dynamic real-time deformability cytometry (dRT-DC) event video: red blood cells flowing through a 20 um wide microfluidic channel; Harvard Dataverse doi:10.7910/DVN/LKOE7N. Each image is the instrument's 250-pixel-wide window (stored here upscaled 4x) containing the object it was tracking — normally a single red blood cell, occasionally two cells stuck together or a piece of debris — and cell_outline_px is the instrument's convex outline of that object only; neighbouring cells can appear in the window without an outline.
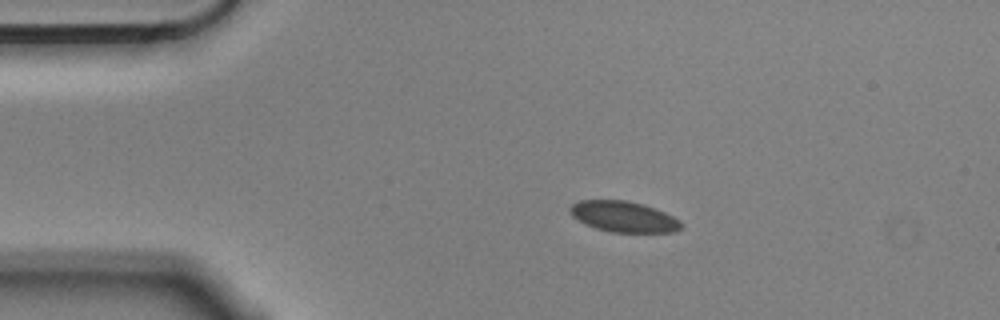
{"species": "Egyptian fruit bat (a non-hibernating species)", "species_latin": "Rousettus aegyptiacus", "temperature_condition": "cold", "stored_images_in_passage": 7, "camera_frame_rate_fps": 3000, "um_per_image_px": 0.085, "animal": {"sex": "male"}, "frame": {"image": 1, "passage_image": 1, "time_ms": 0.0, "image_size_px": [1000, 320], "cell_outline_px": [[684, 228], [676, 232], [612, 232], [596, 228], [572, 216], [568, 212], [568, 208], [572, 204], [580, 200], [624, 200], [644, 204], [664, 212], [680, 220], [684, 224]], "centroid_in_image_um": [53.05, 18.41], "position_along_channel_um": 32.0, "area_um2": 20.0}}
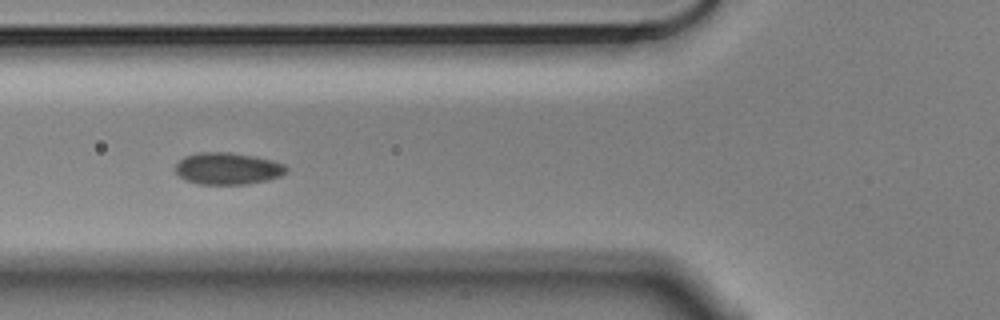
{"frame": {"image": 2, "passage_image": 4, "time_ms": 1.0, "image_size_px": [1000, 320], "cell_outline_px": [[288, 168], [280, 176], [268, 180], [248, 184], [200, 184], [184, 180], [176, 172], [176, 164], [184, 156], [200, 152], [228, 152], [252, 156], [272, 160], [284, 164]], "centroid_in_image_um": [19.34, 14.33], "position_along_channel_um": 106.5, "area_um2": 20.52}}
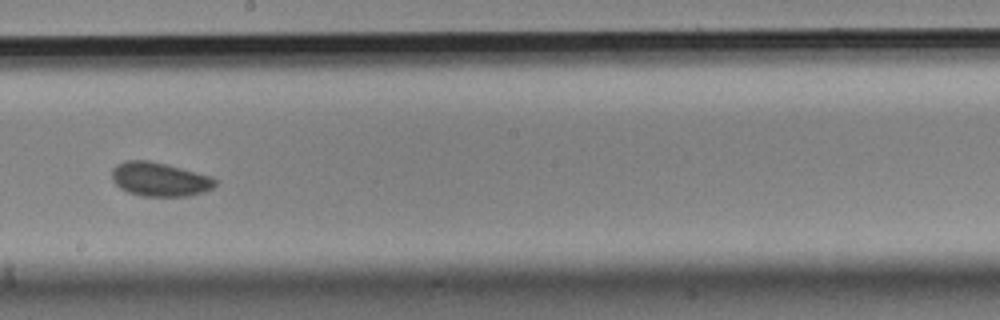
{"frame": {"image": 3, "passage_image": 7, "time_ms": 2.0, "image_size_px": [1000, 320], "cell_outline_px": [[216, 184], [212, 188], [204, 192], [192, 196], [140, 196], [128, 192], [120, 188], [112, 180], [112, 168], [116, 164], [128, 160], [148, 160], [180, 168], [208, 176], [216, 180]], "centroid_in_image_um": [13.53, 15.25], "position_along_channel_um": 234.7, "area_um2": 20.29}}